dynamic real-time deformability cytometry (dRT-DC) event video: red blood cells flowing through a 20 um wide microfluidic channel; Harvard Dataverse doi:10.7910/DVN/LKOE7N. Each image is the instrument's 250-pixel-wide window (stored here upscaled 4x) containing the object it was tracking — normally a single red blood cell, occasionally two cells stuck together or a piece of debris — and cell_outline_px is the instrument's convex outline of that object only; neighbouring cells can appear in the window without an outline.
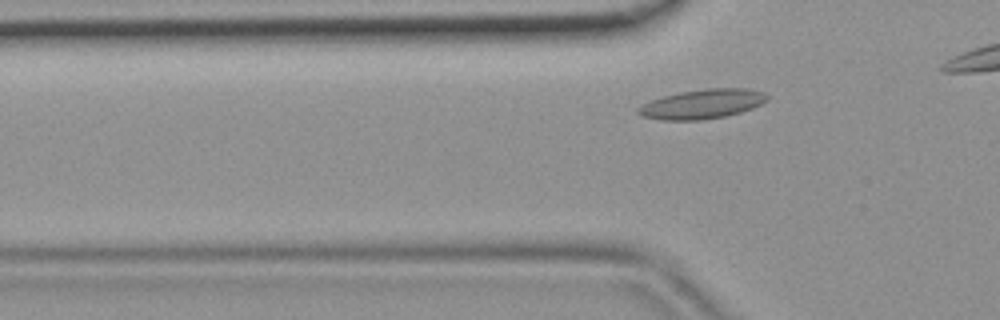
{"species": "common noctule bat (a hibernating species)", "species_latin": "Nyctalus noctula", "temperature_condition": "room temperature", "stored_images_in_passage": 9, "camera_frame_rate_fps": 3000, "um_per_image_px": 0.085, "animal": {"sex": "female", "body_mass_g": 19.9}, "frame": {"image": 1, "passage_image": 6, "time_ms": 1.667, "image_size_px": [1000, 320], "cell_outline_px": [[768, 100], [752, 108], [740, 112], [724, 116], [704, 120], [660, 120], [644, 116], [636, 112], [636, 108], [640, 104], [664, 96], [680, 92], [704, 88], [748, 88], [764, 92], [768, 96]], "centroid_in_image_um": [59.68, 8.83], "position_along_channel_um": 66.1, "area_um2": 22.2}}
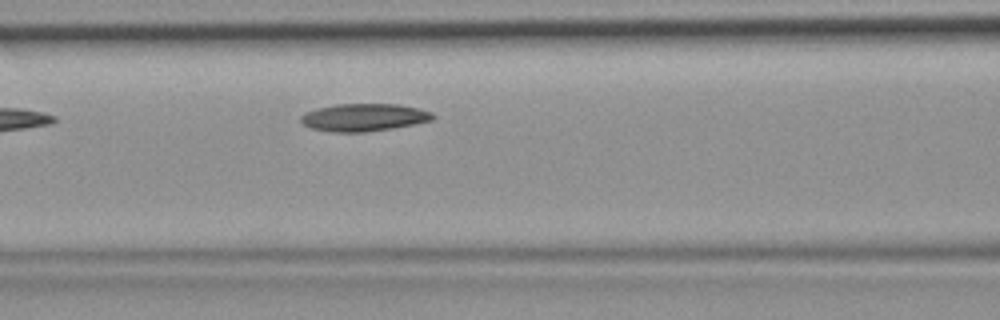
{"frame": {"image": 2, "passage_image": 9, "time_ms": 2.667, "image_size_px": [1000, 320], "cell_outline_px": [[436, 116], [432, 120], [416, 124], [392, 128], [364, 132], [332, 132], [312, 128], [304, 124], [300, 120], [300, 116], [304, 112], [316, 108], [336, 104], [396, 104], [416, 108], [432, 112]], "centroid_in_image_um": [30.92, 9.97], "position_along_channel_um": 135.7, "area_um2": 21.21}}